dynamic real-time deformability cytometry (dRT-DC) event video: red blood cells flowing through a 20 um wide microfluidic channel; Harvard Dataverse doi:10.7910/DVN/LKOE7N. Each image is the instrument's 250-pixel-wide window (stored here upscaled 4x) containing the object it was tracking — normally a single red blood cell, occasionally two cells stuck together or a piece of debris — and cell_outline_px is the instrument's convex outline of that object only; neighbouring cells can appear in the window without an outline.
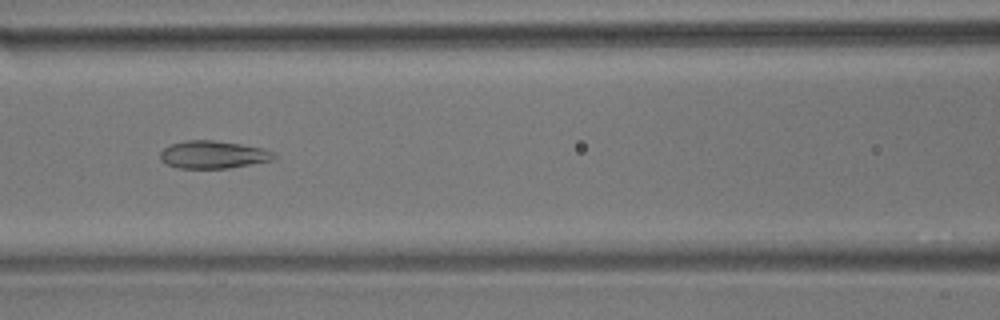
{"species": "common noctule bat (a hibernating species)", "species_latin": "Nyctalus noctula", "temperature_condition": "room temperature", "stored_images_in_passage": 9, "camera_frame_rate_fps": 3000, "um_per_image_px": 0.085, "animal": {"sex": "male", "body_mass_g": 17.9}, "frame": {"image": 1, "passage_image": 7, "time_ms": 7.667, "image_size_px": [1000, 320], "cell_outline_px": [[276, 156], [272, 160], [228, 168], [176, 168], [160, 160], [160, 152], [164, 148], [172, 144], [184, 140], [212, 140], [240, 144], [264, 148], [272, 152]], "centroid_in_image_um": [18.09, 13.14], "position_along_channel_um": 148.5, "area_um2": 18.21}}
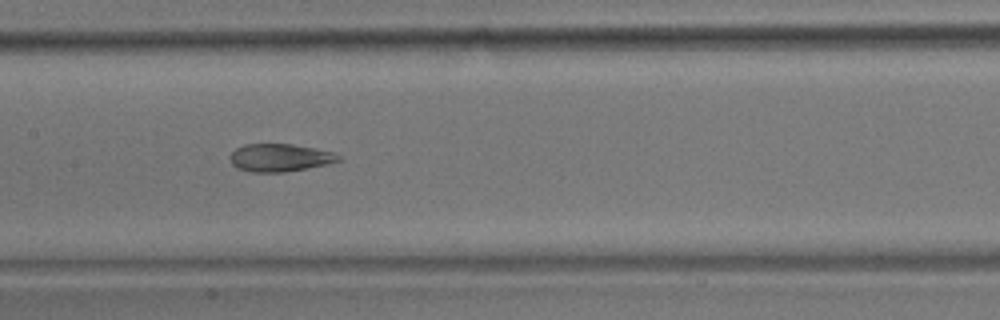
{"frame": {"image": 2, "passage_image": 8, "time_ms": 8.667, "image_size_px": [1000, 320], "cell_outline_px": [[344, 160], [328, 164], [308, 168], [284, 172], [252, 172], [236, 168], [232, 164], [232, 152], [236, 148], [244, 144], [292, 144], [316, 148], [336, 152]], "centroid_in_image_um": [23.86, 13.4], "position_along_channel_um": 183.5, "area_um2": 17.69}}
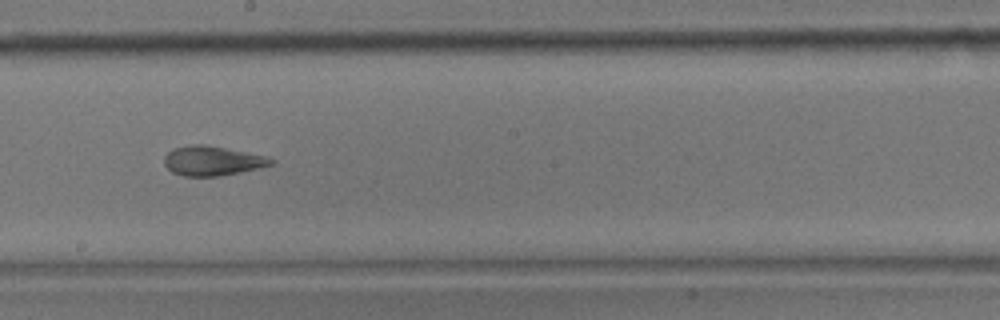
{"frame": {"image": 3, "passage_image": 9, "time_ms": 10.0, "image_size_px": [1000, 320], "cell_outline_px": [[276, 160], [272, 164], [240, 172], [220, 176], [184, 176], [172, 172], [164, 164], [164, 156], [172, 148], [192, 144], [204, 144], [264, 156]], "centroid_in_image_um": [17.99, 13.67], "position_along_channel_um": 230.2, "area_um2": 18.15}}